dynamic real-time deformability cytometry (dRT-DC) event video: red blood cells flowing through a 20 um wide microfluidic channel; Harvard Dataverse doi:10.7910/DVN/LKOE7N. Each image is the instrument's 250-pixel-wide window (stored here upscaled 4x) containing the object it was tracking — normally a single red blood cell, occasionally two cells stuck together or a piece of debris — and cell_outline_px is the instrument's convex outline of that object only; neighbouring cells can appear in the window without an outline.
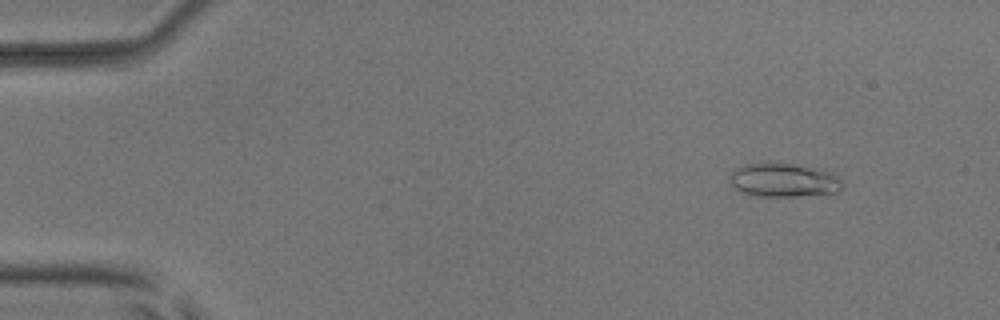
{"species": "common noctule bat (a hibernating species)", "species_latin": "Nyctalus noctula", "temperature_condition": "room temperature", "stored_images_in_passage": 13, "camera_frame_rate_fps": 3000, "um_per_image_px": 0.085, "animal": {"sex": "male", "body_mass_g": 17.9, "forearm_length_mm": 54.2}, "frame": {"image": 1, "passage_image": 6, "time_ms": 1.667, "image_size_px": [1000, 320], "cell_outline_px": [[844, 188], [836, 192], [796, 196], [756, 196], [740, 192], [732, 188], [728, 184], [728, 176], [736, 168], [744, 164], [768, 160], [784, 160], [816, 168], [840, 176], [844, 180]], "centroid_in_image_um": [66.56, 15.26], "position_along_channel_um": 18.4, "area_um2": 23.47}}